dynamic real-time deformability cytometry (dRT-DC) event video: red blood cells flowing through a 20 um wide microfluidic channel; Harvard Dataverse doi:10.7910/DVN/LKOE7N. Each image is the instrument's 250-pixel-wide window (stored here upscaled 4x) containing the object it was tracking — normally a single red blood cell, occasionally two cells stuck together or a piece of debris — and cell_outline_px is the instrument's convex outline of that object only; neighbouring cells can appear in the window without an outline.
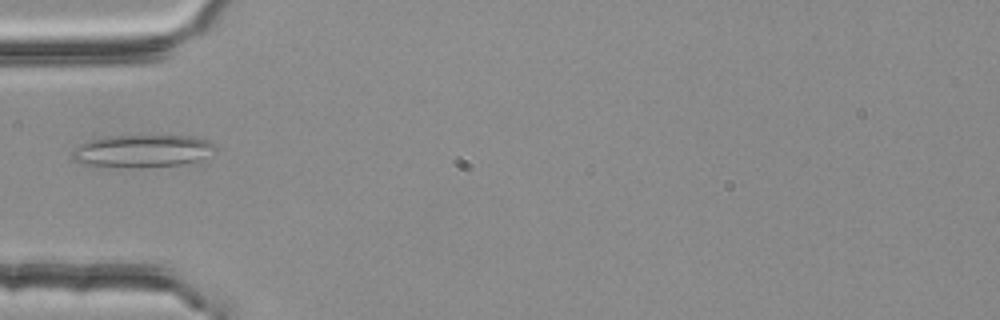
{"species": "common noctule bat (a hibernating species)", "species_latin": "Nyctalus noctula", "temperature_condition": "room temperature", "stored_images_in_passage": 4, "camera_frame_rate_fps": 3000, "um_per_image_px": 0.085, "animal": {"sex": "female", "body_mass_g": 25.1}, "frame": {"image": 1, "passage_image": 4, "time_ms": 1.0, "image_size_px": [1000, 320], "cell_outline_px": [[216, 152], [196, 160], [180, 164], [140, 168], [100, 168], [72, 160], [72, 148], [80, 144], [104, 136], [192, 136], [208, 140], [216, 148]], "centroid_in_image_um": [12.02, 12.86], "position_along_channel_um": 73.0, "area_um2": 27.51}}